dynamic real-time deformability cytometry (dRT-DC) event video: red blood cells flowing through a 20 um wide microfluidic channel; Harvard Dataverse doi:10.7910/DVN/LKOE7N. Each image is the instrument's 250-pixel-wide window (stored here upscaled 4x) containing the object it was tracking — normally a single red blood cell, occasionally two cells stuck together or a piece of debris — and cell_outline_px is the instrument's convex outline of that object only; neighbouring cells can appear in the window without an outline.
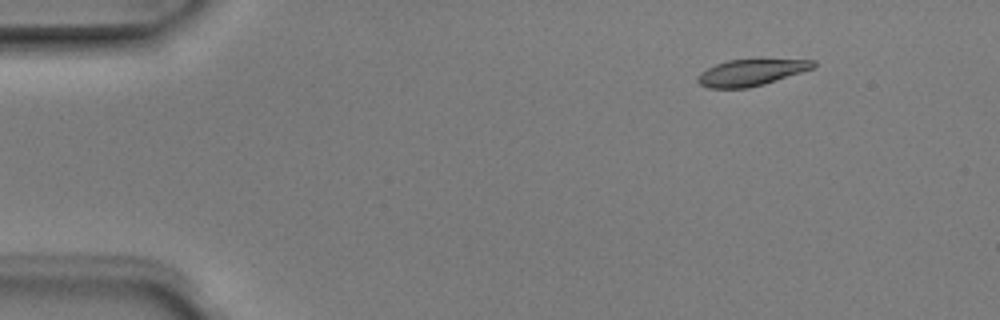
{"species": "Egyptian fruit bat (a non-hibernating species)", "species_latin": "Rousettus aegyptiacus", "temperature_condition": "room temperature", "stored_images_in_passage": 6, "camera_frame_rate_fps": 3000, "um_per_image_px": 0.085, "animal": {"sex": "male"}, "frame": {"image": 1, "passage_image": 2, "time_ms": 0.333, "image_size_px": [1000, 320], "cell_outline_px": [[816, 64], [812, 68], [764, 84], [748, 88], [708, 88], [700, 84], [696, 80], [696, 76], [700, 72], [716, 64], [728, 60], [816, 60]], "centroid_in_image_um": [63.77, 6.17], "position_along_channel_um": 21.2, "area_um2": 17.46}}
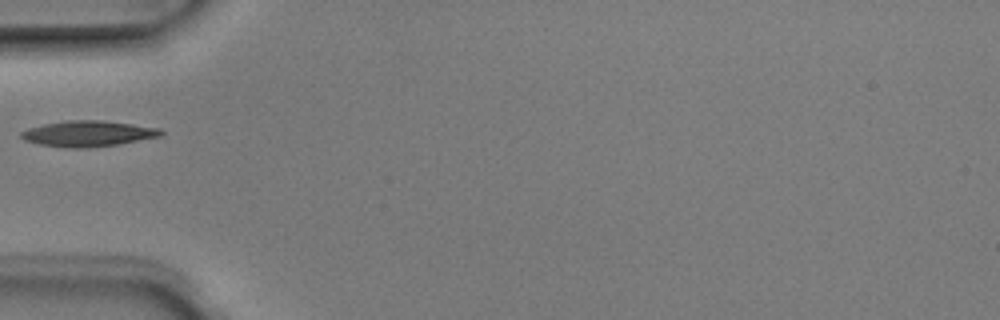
{"frame": {"image": 2, "passage_image": 5, "time_ms": 1.333, "image_size_px": [1000, 320], "cell_outline_px": [[164, 132], [160, 136], [116, 144], [84, 148], [68, 148], [40, 144], [24, 140], [20, 136], [20, 132], [28, 128], [44, 124], [68, 120], [100, 120], [132, 124], [160, 128]], "centroid_in_image_um": [7.45, 11.35], "position_along_channel_um": 77.5, "area_um2": 20.75}}
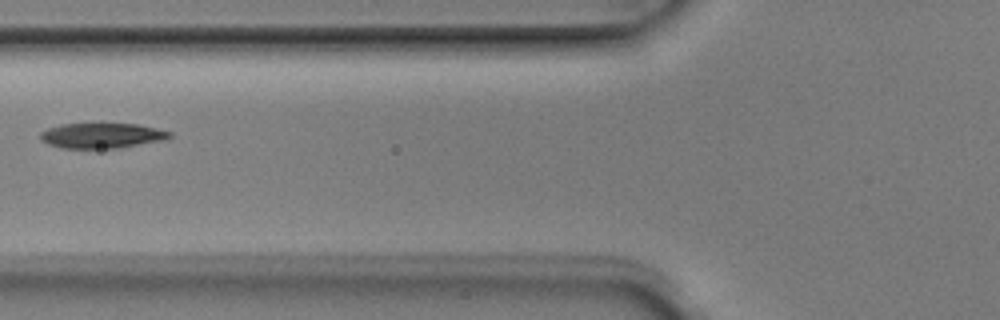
{"frame": {"image": 3, "passage_image": 6, "time_ms": 1.667, "image_size_px": [1000, 320], "cell_outline_px": [[172, 136], [164, 140], [120, 148], [60, 148], [48, 144], [40, 140], [40, 132], [48, 128], [60, 124], [140, 124], [172, 132]], "centroid_in_image_um": [8.65, 11.53], "position_along_channel_um": 117.1, "area_um2": 19.07}}